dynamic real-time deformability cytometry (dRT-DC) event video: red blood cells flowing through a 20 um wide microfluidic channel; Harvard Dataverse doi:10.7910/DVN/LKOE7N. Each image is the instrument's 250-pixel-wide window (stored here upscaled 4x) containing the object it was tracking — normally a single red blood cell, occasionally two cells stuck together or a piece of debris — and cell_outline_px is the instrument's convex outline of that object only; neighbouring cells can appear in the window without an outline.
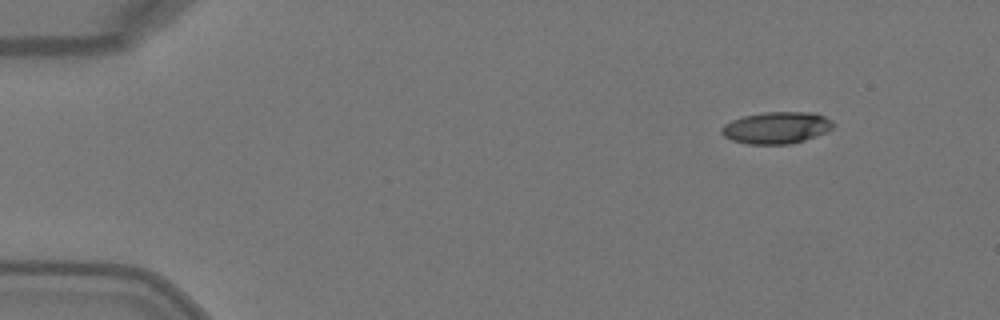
{"species": "Egyptian fruit bat (a non-hibernating species)", "species_latin": "Rousettus aegyptiacus", "temperature_condition": "warm", "stored_images_in_passage": 5, "camera_frame_rate_fps": 3000, "um_per_image_px": 0.085, "animal": {"sex": "female"}, "frame": {"image": 1, "passage_image": 1, "time_ms": 0.0, "image_size_px": [1000, 320], "cell_outline_px": [[836, 124], [832, 128], [816, 136], [804, 140], [788, 144], [748, 144], [732, 140], [724, 136], [720, 132], [720, 128], [724, 124], [732, 120], [744, 116], [764, 112], [816, 112], [832, 120]], "centroid_in_image_um": [66.0, 10.85], "position_along_channel_um": 19.0, "area_um2": 20.75}}
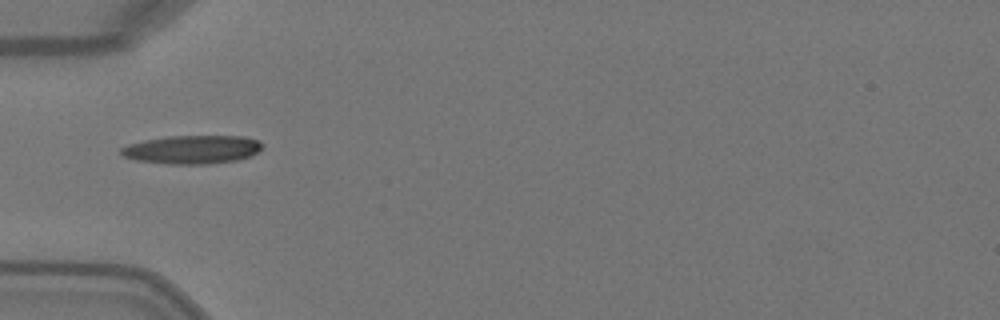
{"frame": {"image": 2, "passage_image": 4, "time_ms": 1.0, "image_size_px": [1000, 320], "cell_outline_px": [[264, 144], [256, 152], [248, 156], [236, 160], [204, 164], [172, 164], [136, 160], [124, 156], [120, 152], [120, 148], [128, 144], [144, 140], [168, 136], [244, 136], [260, 140]], "centroid_in_image_um": [16.33, 12.7], "position_along_channel_um": 68.7, "area_um2": 23.29}}
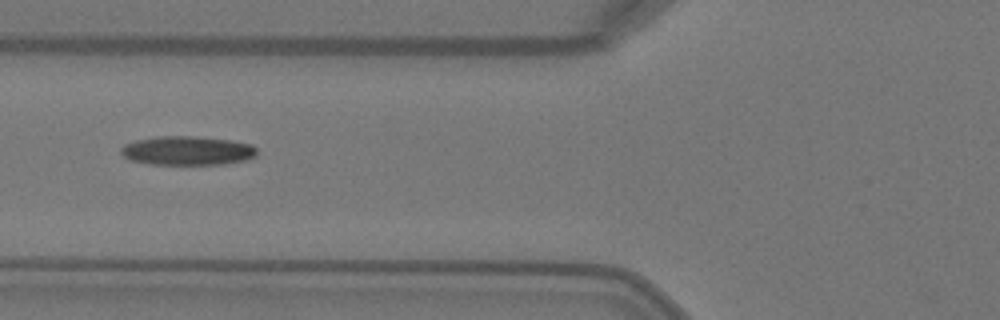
{"frame": {"image": 3, "passage_image": 5, "time_ms": 1.333, "image_size_px": [1000, 320], "cell_outline_px": [[256, 156], [244, 160], [224, 164], [148, 164], [128, 160], [120, 152], [120, 148], [124, 144], [136, 140], [156, 136], [188, 136], [232, 140], [252, 144], [256, 148]], "centroid_in_image_um": [15.89, 12.8], "position_along_channel_um": 109.9, "area_um2": 23.06}}